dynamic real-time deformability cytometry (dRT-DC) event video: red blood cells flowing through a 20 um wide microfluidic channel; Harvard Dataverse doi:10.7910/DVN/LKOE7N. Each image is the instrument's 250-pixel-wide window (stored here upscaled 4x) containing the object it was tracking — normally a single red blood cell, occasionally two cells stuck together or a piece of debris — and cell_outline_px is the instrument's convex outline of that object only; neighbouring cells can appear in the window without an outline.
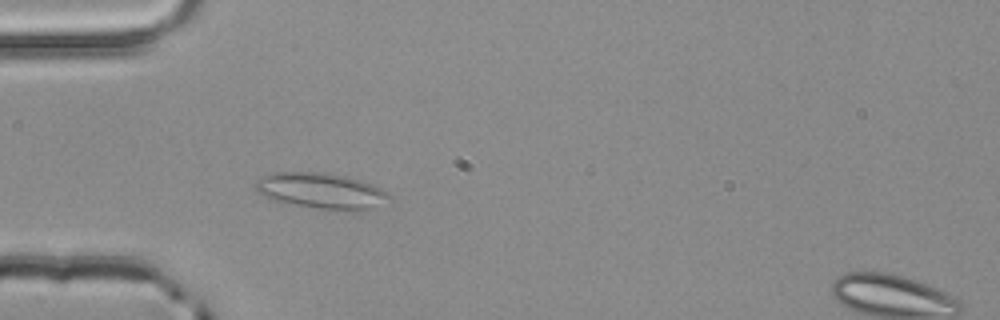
{"species": "common noctule bat (a hibernating species)", "species_latin": "Nyctalus noctula", "temperature_condition": "room temperature", "stored_images_in_passage": 4, "segment_of_instrument_passage": [1, 2], "camera_frame_rate_fps": 3000, "um_per_image_px": 0.085, "animal": {"sex": "male", "body_mass_g": 20.4}, "frame": {"image": 1, "passage_image": 3, "time_ms": 0.667, "image_size_px": [1000, 320], "cell_outline_px": [[392, 200], [372, 208], [320, 208], [288, 204], [272, 200], [256, 192], [256, 180], [260, 176], [272, 172], [324, 172], [348, 176], [372, 184], [388, 192], [392, 196]], "centroid_in_image_um": [27.26, 16.18], "position_along_channel_um": 57.7, "area_um2": 27.69}}